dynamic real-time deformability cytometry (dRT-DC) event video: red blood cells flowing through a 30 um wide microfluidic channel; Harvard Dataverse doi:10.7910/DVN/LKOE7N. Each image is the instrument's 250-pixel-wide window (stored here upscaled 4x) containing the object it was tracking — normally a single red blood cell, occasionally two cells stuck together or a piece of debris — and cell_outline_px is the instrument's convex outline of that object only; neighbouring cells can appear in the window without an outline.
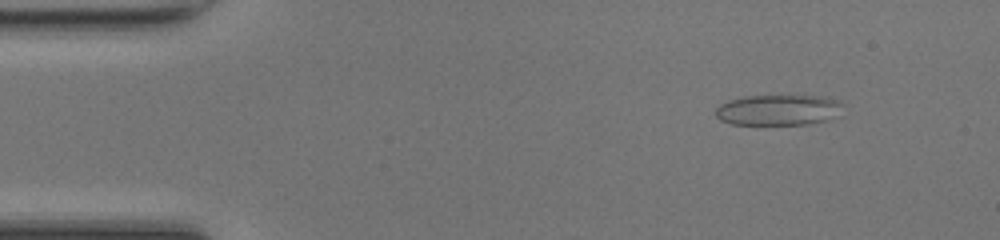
{"species": "common noctule bat (a hibernating species)", "species_latin": "Nyctalus noctula", "temperature_condition": "room temperature", "stored_images_in_passage": 48, "camera_frame_rate_fps": 3000, "um_per_image_px": 0.085, "animal": {"sex": "female", "body_mass_g": 17.0, "forearm_length_mm": 48.0}, "frame": {"image": 1, "passage_image": 5, "time_ms": 1.333, "image_size_px": [1000, 240], "cell_outline_px": [[840, 104], [832, 116], [824, 120], [808, 124], [732, 124], [720, 120], [716, 116], [716, 108], [720, 104], [728, 100], [748, 96], [820, 96], [840, 100]], "centroid_in_image_um": [66.05, 9.34], "position_along_channel_um": 19.0, "area_um2": 22.14}}
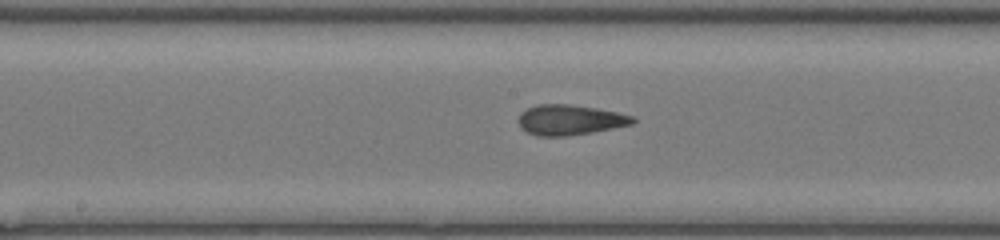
{"frame": {"image": 2, "passage_image": 24, "time_ms": 7.667, "image_size_px": [1000, 240], "cell_outline_px": [[636, 120], [632, 124], [592, 132], [568, 136], [536, 136], [520, 128], [516, 120], [520, 112], [536, 104], [568, 104], [596, 108], [636, 116]], "centroid_in_image_um": [48.4, 10.19], "position_along_channel_um": 199.8, "area_um2": 20.35}}
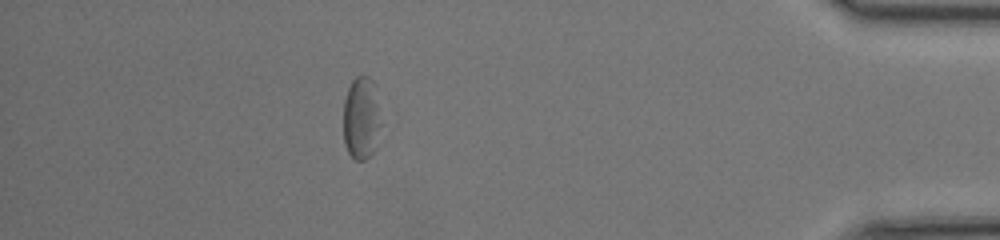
{"frame": {"image": 3, "passage_image": 42, "time_ms": 13.667, "image_size_px": [1000, 240], "cell_outline_px": [[380, 124], [376, 148], [364, 160], [356, 160], [348, 152], [344, 144], [344, 100], [348, 88], [352, 80], [356, 76], [368, 76], [372, 80]], "centroid_in_image_um": [30.68, 10.07], "position_along_channel_um": 404.5, "area_um2": 17.69}, "authors_computed_cell_mechanics": {"area_um2": 20.3456, "velocity_mm_per_s": 4.2807, "shape_relaxation_time_tau1_ms": null, "shape_relaxation_time_tau2_ms": 1.6566, "deformation_change_tau1": null, "deformation_change_tau2": 0.1073}}